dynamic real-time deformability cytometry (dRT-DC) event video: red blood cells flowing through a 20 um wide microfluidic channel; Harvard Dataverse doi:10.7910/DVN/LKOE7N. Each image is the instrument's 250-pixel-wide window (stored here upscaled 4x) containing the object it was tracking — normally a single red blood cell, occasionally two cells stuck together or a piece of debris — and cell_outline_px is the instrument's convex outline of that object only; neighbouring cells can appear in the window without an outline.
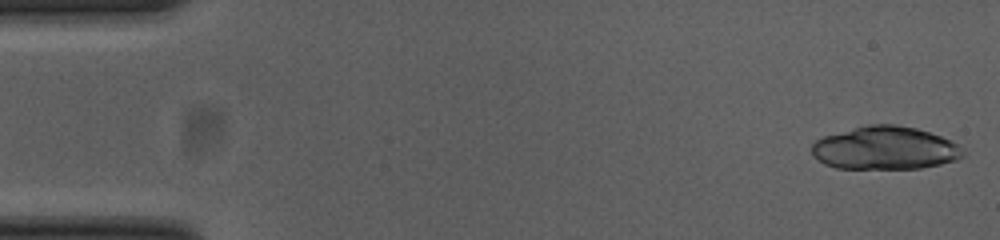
{"species": "common noctule bat (a hibernating species)", "species_latin": "Nyctalus noctula", "temperature_condition": "cold", "stored_images_in_passage": 21, "camera_frame_rate_fps": 3000, "um_per_image_px": 0.085, "animal": {"sex": "female", "body_mass_g": 23.0, "forearm_length_mm": 53.4}, "frame": {"image": 1, "passage_image": 1, "time_ms": 0.0, "image_size_px": [1000, 240], "cell_outline_px": [[968, 152], [964, 156], [956, 160], [940, 164], [920, 168], [836, 168], [824, 164], [812, 156], [812, 144], [816, 140], [824, 136], [868, 124], [896, 124], [916, 128], [952, 140], [964, 148]], "centroid_in_image_um": [75.26, 12.58], "position_along_channel_um": 9.7, "area_um2": 38.15}}
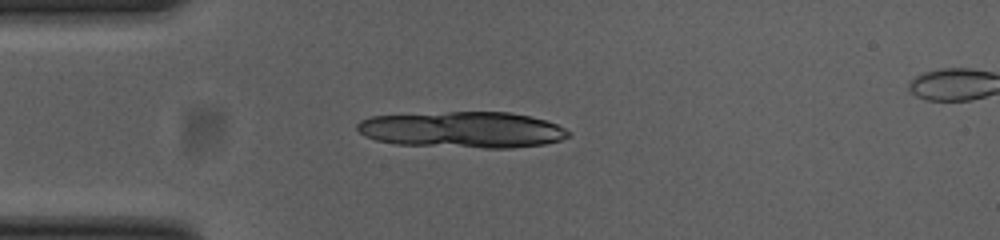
{"frame": {"image": 2, "passage_image": 13, "time_ms": 4.0, "image_size_px": [1000, 240], "cell_outline_px": [[572, 132], [568, 136], [560, 140], [544, 144], [512, 148], [484, 148], [396, 144], [376, 140], [364, 136], [356, 128], [356, 124], [360, 120], [372, 116], [448, 112], [508, 112], [528, 116], [544, 120], [556, 124]], "centroid_in_image_um": [39.3, 11.03], "position_along_channel_um": 45.7, "area_um2": 44.51}}